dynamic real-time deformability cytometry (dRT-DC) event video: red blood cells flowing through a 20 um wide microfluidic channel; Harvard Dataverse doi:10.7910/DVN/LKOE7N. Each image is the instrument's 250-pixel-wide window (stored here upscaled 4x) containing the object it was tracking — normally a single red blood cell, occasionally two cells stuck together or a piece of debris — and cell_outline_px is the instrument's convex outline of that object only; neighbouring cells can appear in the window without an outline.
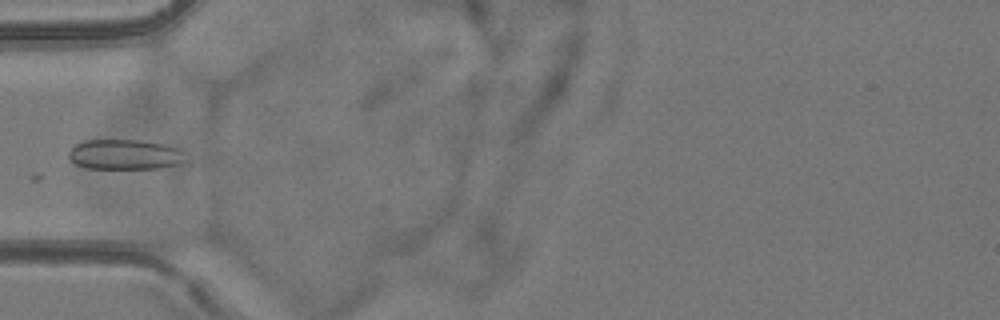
{"species": "common noctule bat (a hibernating species)", "species_latin": "Nyctalus noctula", "temperature_condition": "room temperature", "stored_images_in_passage": 5, "camera_frame_rate_fps": 3000, "um_per_image_px": 0.085, "animal": {"sex": "female", "body_mass_g": 24.6, "forearm_length_mm": 56.2}, "frame": {"image": 1, "passage_image": 5, "time_ms": 4.333, "image_size_px": [1000, 320], "cell_outline_px": [[184, 160], [180, 164], [160, 168], [88, 168], [76, 164], [68, 156], [68, 152], [76, 144], [84, 140], [96, 136], [140, 140], [164, 144], [180, 148], [184, 152]], "centroid_in_image_um": [10.57, 13.07], "position_along_channel_um": 74.4, "area_um2": 21.27}}